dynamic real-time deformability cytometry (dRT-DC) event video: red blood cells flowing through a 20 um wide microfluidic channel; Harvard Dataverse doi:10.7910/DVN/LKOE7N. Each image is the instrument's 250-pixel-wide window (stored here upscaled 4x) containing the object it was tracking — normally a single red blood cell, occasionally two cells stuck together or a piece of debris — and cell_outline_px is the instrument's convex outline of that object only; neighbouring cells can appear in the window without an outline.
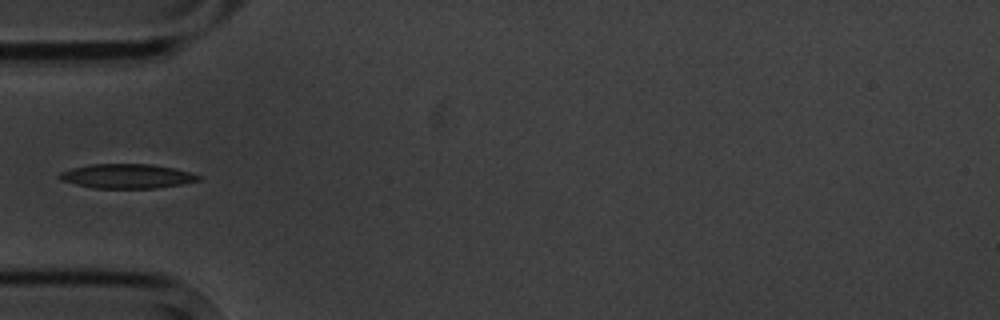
{"species": "common noctule bat (a hibernating species)", "species_latin": "Nyctalus noctula", "temperature_condition": "cold", "stored_images_in_passage": 7, "camera_frame_rate_fps": 3000, "um_per_image_px": 0.085, "animal": {"sex": "male", "body_mass_g": 20.1, "forearm_length_mm": 53.5}, "frame": {"image": 1, "passage_image": 7, "time_ms": 7.0, "image_size_px": [1000, 320], "cell_outline_px": [[200, 180], [180, 184], [156, 188], [92, 188], [60, 180], [56, 176], [60, 172], [72, 168], [88, 164], [152, 164], [176, 168], [192, 172], [200, 176]], "centroid_in_image_um": [10.77, 14.96], "position_along_channel_um": 74.2, "area_um2": 19.88}}